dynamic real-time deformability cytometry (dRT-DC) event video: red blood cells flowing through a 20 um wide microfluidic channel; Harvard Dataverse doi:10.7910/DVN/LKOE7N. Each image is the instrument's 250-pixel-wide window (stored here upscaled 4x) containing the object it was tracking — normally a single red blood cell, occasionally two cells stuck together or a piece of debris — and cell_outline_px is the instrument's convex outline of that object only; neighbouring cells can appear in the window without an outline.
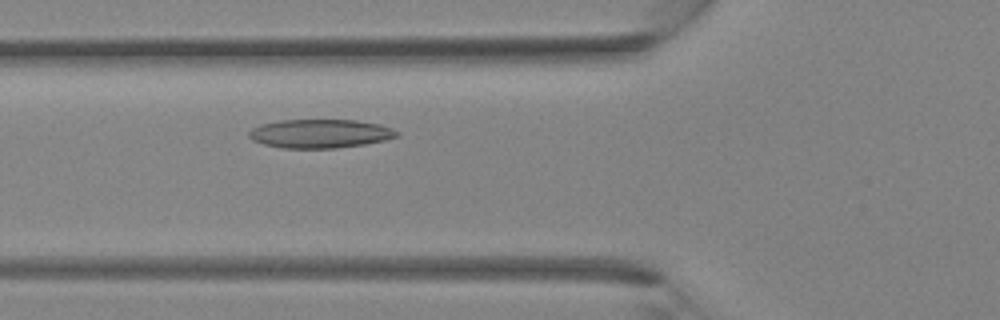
{"species": "Egyptian fruit bat (a non-hibernating species)", "species_latin": "Rousettus aegyptiacus", "temperature_condition": "room temperature", "stored_images_in_passage": 31, "camera_frame_rate_fps": 3000, "um_per_image_px": 0.085, "animal": {"sex": "female"}, "frame": {"image": 1, "passage_image": 9, "time_ms": 2.667, "image_size_px": [1000, 320], "cell_outline_px": [[400, 136], [384, 140], [364, 144], [336, 148], [284, 148], [264, 144], [252, 140], [248, 136], [248, 132], [252, 128], [260, 124], [280, 120], [356, 120], [380, 124], [392, 128], [400, 132]], "centroid_in_image_um": [27.22, 11.35], "position_along_channel_um": 98.6, "area_um2": 24.85}}
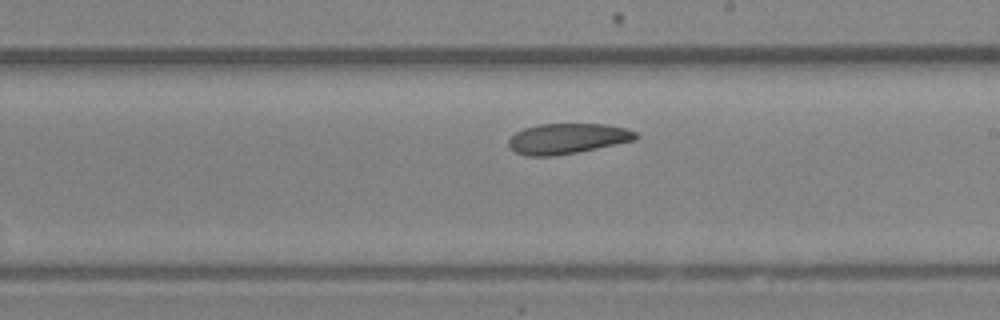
{"frame": {"image": 2, "passage_image": 17, "time_ms": 5.333, "image_size_px": [1000, 320], "cell_outline_px": [[640, 136], [636, 140], [576, 152], [552, 156], [528, 156], [516, 152], [508, 144], [508, 140], [516, 132], [524, 128], [536, 124], [608, 124], [628, 128], [636, 132]], "centroid_in_image_um": [48.26, 11.76], "position_along_channel_um": 240.7, "area_um2": 22.54}}
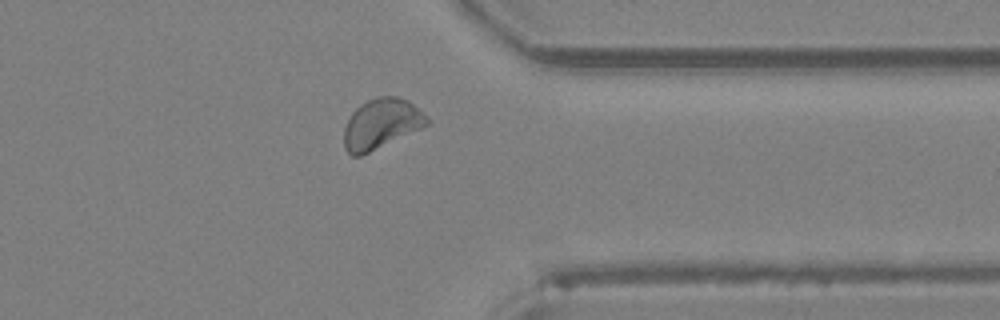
{"frame": {"image": 3, "passage_image": 25, "time_ms": 8.0, "image_size_px": [1000, 320], "cell_outline_px": [[428, 124], [420, 128], [360, 156], [352, 156], [344, 148], [344, 128], [352, 112], [360, 104], [376, 96], [396, 96], [408, 100], [428, 120]], "centroid_in_image_um": [32.34, 10.51], "position_along_channel_um": 379.1, "area_um2": 23.64}}